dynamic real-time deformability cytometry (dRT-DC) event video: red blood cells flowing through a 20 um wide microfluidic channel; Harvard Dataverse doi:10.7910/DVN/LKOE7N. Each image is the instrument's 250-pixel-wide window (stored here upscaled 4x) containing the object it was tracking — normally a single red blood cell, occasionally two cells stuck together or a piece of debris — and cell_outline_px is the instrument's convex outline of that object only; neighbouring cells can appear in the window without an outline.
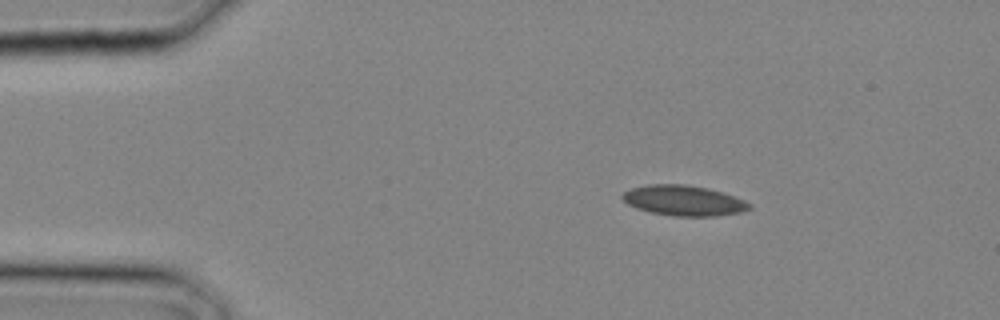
{"species": "common noctule bat (a hibernating species)", "species_latin": "Nyctalus noctula", "temperature_condition": "cold", "stored_images_in_passage": 27, "camera_frame_rate_fps": 3000, "um_per_image_px": 0.085, "animal": {"sex": "male", "body_mass_g": 20.4}, "frame": {"image": 1, "passage_image": 3, "time_ms": 0.667, "image_size_px": [1000, 320], "cell_outline_px": [[752, 208], [740, 212], [716, 216], [672, 216], [652, 212], [636, 208], [628, 204], [620, 196], [624, 192], [632, 188], [648, 184], [684, 184], [708, 188], [744, 200], [752, 204]], "centroid_in_image_um": [58.11, 17.05], "position_along_channel_um": 26.9, "area_um2": 22.31}}
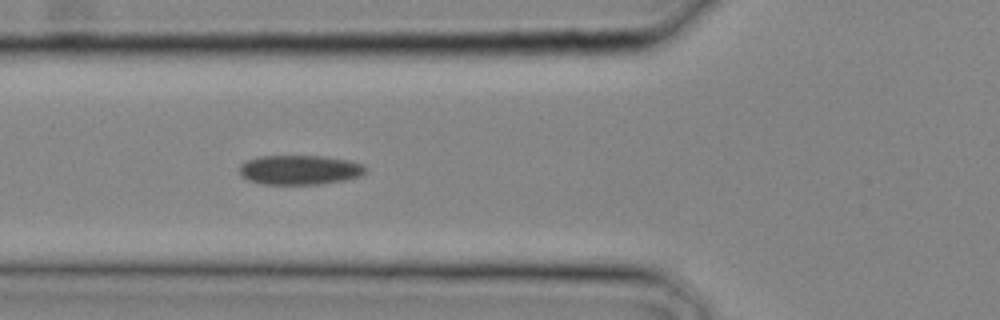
{"frame": {"image": 2, "passage_image": 9, "time_ms": 2.667, "image_size_px": [1000, 320], "cell_outline_px": [[368, 168], [360, 176], [344, 180], [320, 184], [264, 184], [248, 180], [240, 172], [240, 164], [256, 156], [324, 156], [348, 160], [364, 164]], "centroid_in_image_um": [25.5, 14.43], "position_along_channel_um": 100.3, "area_um2": 21.68}}
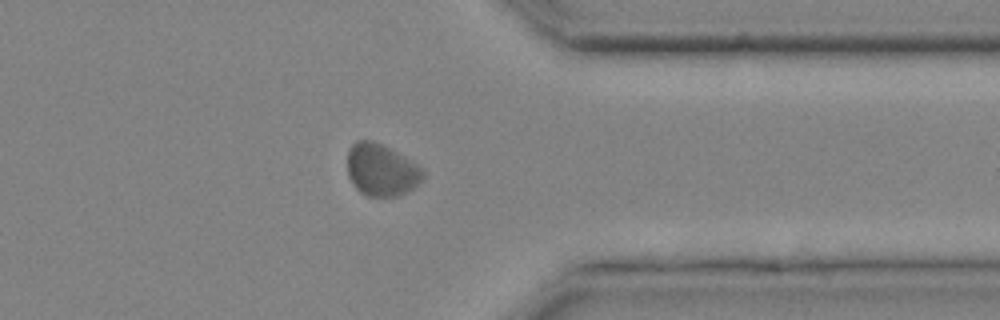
{"frame": {"image": 3, "passage_image": 22, "time_ms": 7.0, "image_size_px": [1000, 320], "cell_outline_px": [[424, 176], [408, 192], [396, 196], [368, 196], [360, 192], [356, 188], [348, 176], [348, 152], [352, 144], [356, 140], [372, 140], [396, 152], [416, 164], [424, 172]], "centroid_in_image_um": [32.38, 14.45], "position_along_channel_um": 379.0, "area_um2": 22.54}}